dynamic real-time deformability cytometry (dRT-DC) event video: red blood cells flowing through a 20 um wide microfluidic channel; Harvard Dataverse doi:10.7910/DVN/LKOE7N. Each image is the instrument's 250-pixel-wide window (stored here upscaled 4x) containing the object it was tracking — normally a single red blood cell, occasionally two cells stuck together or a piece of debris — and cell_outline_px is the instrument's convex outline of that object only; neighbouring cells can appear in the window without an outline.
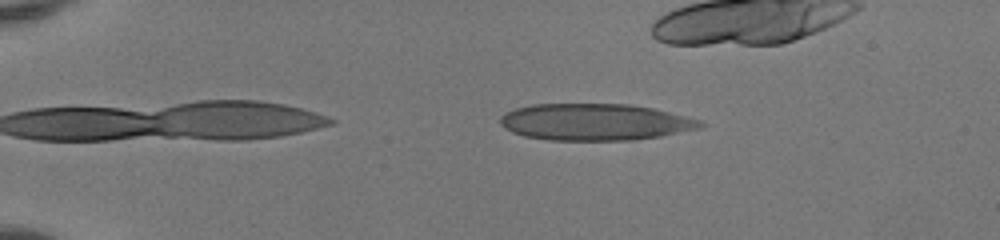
{"species": "human", "species_latin": "Homo sapiens", "temperature_condition": "room temperature", "stored_images_in_passage": 40, "camera_frame_rate_fps": 3000, "um_per_image_px": 0.085, "donor": {"sex": "female"}, "frame": {"image": 1, "passage_image": 6, "time_ms": 1.667, "image_size_px": [1000, 240], "cell_outline_px": [[704, 124], [700, 128], [660, 136], [632, 140], [548, 140], [524, 136], [512, 132], [504, 128], [500, 124], [500, 116], [504, 112], [516, 108], [532, 104], [628, 104], [656, 108], [704, 120]], "centroid_in_image_um": [50.59, 10.36], "position_along_channel_um": 34.4, "area_um2": 43.18}}
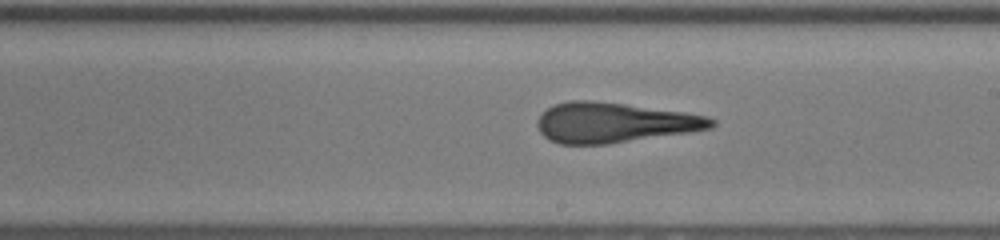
{"frame": {"image": 2, "passage_image": 26, "time_ms": 8.333, "image_size_px": [1000, 240], "cell_outline_px": [[716, 124], [712, 128], [688, 132], [608, 144], [560, 144], [548, 140], [540, 132], [536, 124], [536, 120], [548, 108], [556, 104], [572, 100], [592, 100], [624, 104], [684, 112], [704, 116], [716, 120]], "centroid_in_image_um": [52.17, 10.43], "position_along_channel_um": 236.8, "area_um2": 40.4}}
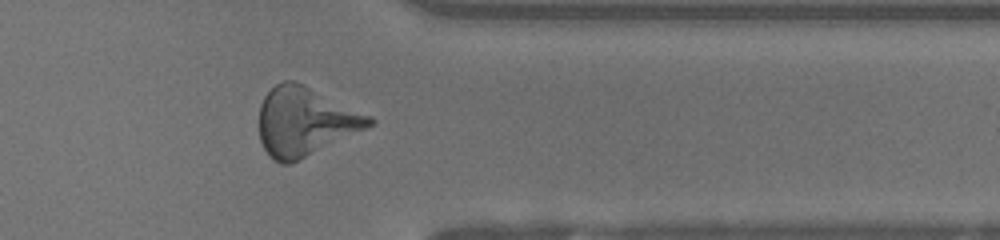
{"frame": {"image": 3, "passage_image": 37, "time_ms": 12.0, "image_size_px": [1000, 240], "cell_outline_px": [[376, 124], [288, 164], [280, 164], [272, 160], [264, 148], [260, 140], [260, 104], [264, 96], [276, 84], [284, 80], [292, 80], [372, 116], [376, 120]], "centroid_in_image_um": [25.92, 10.34], "position_along_channel_um": 385.5, "area_um2": 43.35}}